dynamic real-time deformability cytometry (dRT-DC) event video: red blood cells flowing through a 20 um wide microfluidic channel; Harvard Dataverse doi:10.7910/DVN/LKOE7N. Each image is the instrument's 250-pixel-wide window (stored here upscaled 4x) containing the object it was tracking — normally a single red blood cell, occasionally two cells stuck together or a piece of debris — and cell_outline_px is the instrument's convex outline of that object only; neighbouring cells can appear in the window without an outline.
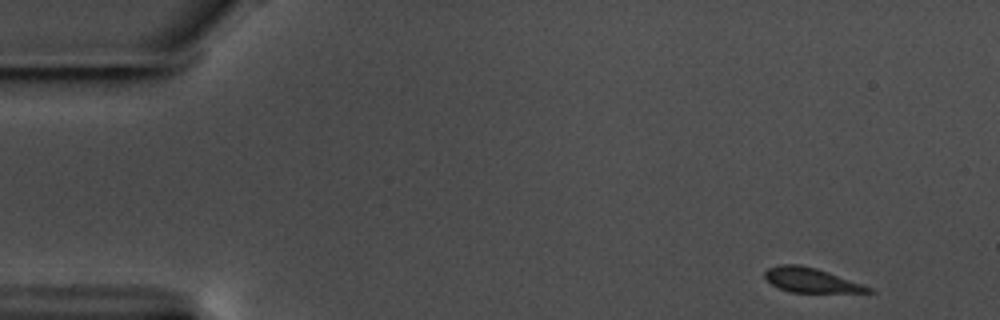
{"species": "common noctule bat (a hibernating species)", "species_latin": "Nyctalus noctula", "temperature_condition": "warm", "stored_images_in_passage": 54, "camera_frame_rate_fps": 3000, "um_per_image_px": 0.085, "animal": {"sex": "male", "body_mass_g": 17.5, "forearm_length_mm": 52.3}, "frame": {"image": 1, "passage_image": 1, "time_ms": 0.0, "image_size_px": [1000, 320], "cell_outline_px": [[876, 292], [788, 292], [772, 284], [764, 276], [764, 272], [768, 268], [780, 264], [800, 264], [816, 268], [828, 272], [872, 288]], "centroid_in_image_um": [68.9, 23.8], "position_along_channel_um": 16.1, "area_um2": 14.57}}
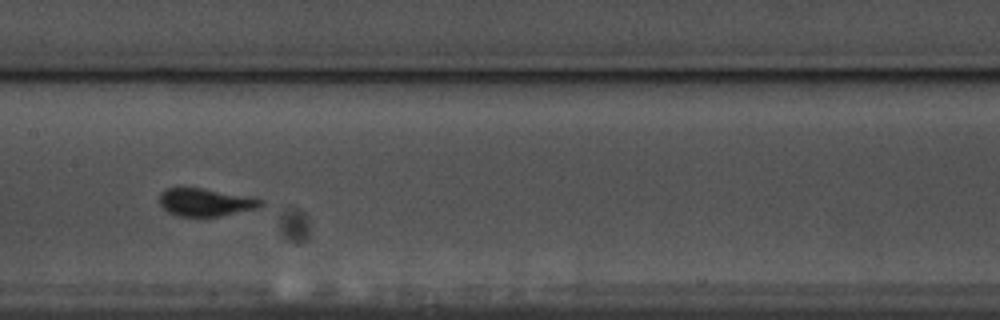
{"frame": {"image": 2, "passage_image": 25, "time_ms": 8.0, "image_size_px": [1000, 320], "cell_outline_px": [[264, 204], [260, 208], [220, 216], [176, 216], [168, 212], [160, 204], [160, 192], [164, 188], [180, 184], [204, 188], [248, 196], [264, 200]], "centroid_in_image_um": [17.42, 17.15], "position_along_channel_um": 190.0, "area_um2": 17.11}}
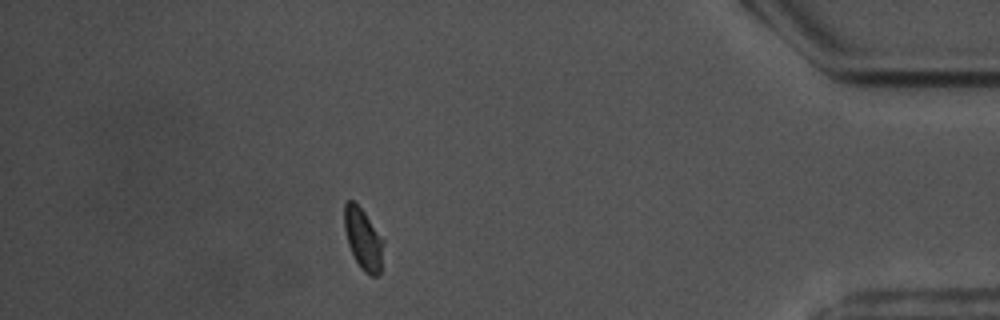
{"frame": {"image": 3, "passage_image": 47, "time_ms": 15.333, "image_size_px": [1000, 320], "cell_outline_px": [[384, 244], [380, 272], [376, 276], [372, 276], [364, 272], [356, 260], [348, 244], [344, 228], [344, 204], [348, 200], [352, 200], [364, 212], [384, 240]], "centroid_in_image_um": [30.87, 20.32], "position_along_channel_um": 404.3, "area_um2": 13.81}, "authors_computed_cell_mechanics": {"area_um2": 15.4904, "velocity_mm_per_s": 3.5564, "shape_relaxation_time_tau1_ms": 6.6783, "shape_relaxation_time_tau2_ms": null, "deformation_change_tau1": 0.0849, "deformation_change_tau2": null}}